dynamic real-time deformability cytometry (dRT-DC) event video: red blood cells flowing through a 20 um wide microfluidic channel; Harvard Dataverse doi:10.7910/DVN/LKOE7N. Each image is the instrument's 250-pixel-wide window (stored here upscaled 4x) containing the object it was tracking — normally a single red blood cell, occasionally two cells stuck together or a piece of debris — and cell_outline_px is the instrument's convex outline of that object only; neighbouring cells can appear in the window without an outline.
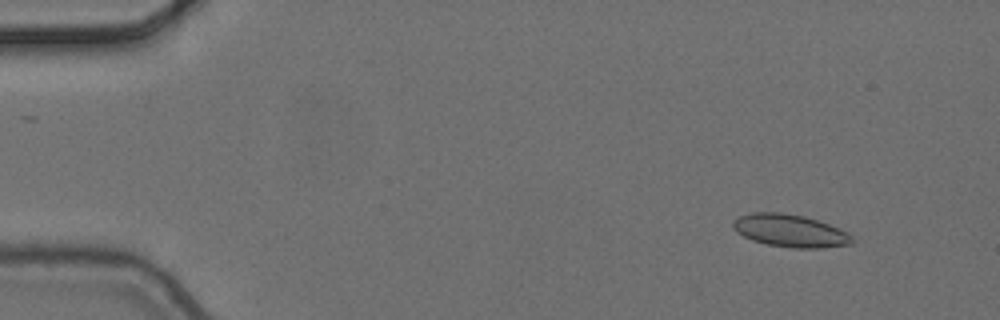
{"species": "common noctule bat (a hibernating species)", "species_latin": "Nyctalus noctula", "temperature_condition": "cold", "stored_images_in_passage": 4, "camera_frame_rate_fps": 3000, "um_per_image_px": 0.085, "animal": {"sex": "female", "body_mass_g": 24.6, "forearm_length_mm": 56.2}, "frame": {"image": 1, "passage_image": 1, "time_ms": 0.0, "image_size_px": [1000, 320], "cell_outline_px": [[852, 244], [820, 248], [796, 248], [768, 244], [752, 240], [736, 232], [732, 228], [732, 220], [740, 216], [752, 212], [784, 212], [804, 216], [828, 224], [848, 232], [852, 236]], "centroid_in_image_um": [67.13, 19.6], "position_along_channel_um": 17.9, "area_um2": 22.6}}
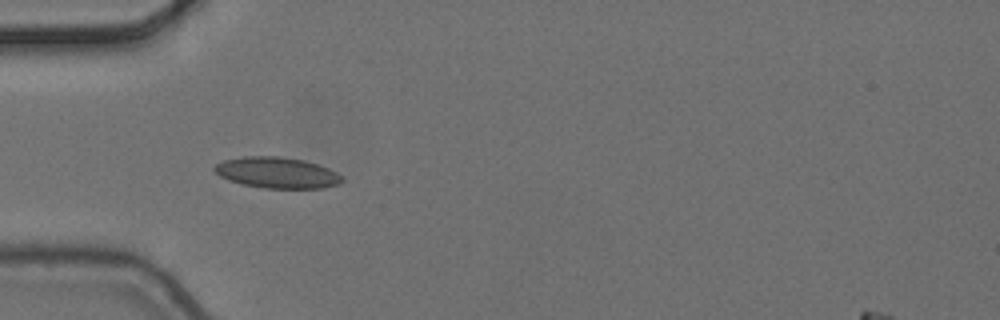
{"frame": {"image": 2, "passage_image": 4, "time_ms": 1.0, "image_size_px": [1000, 320], "cell_outline_px": [[344, 180], [336, 184], [324, 188], [264, 188], [244, 184], [228, 180], [220, 176], [212, 168], [216, 164], [224, 160], [244, 156], [280, 156], [304, 160], [328, 168], [336, 172]], "centroid_in_image_um": [23.52, 14.67], "position_along_channel_um": 61.5, "area_um2": 22.89}}